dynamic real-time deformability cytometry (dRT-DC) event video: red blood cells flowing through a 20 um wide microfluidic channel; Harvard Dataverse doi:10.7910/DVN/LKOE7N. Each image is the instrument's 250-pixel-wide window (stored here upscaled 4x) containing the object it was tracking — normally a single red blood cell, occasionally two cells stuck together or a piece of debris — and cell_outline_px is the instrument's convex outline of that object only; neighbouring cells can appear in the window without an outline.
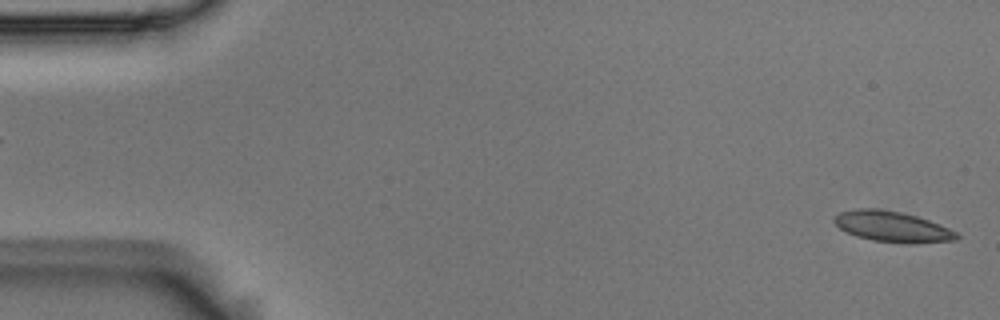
{"species": "Egyptian fruit bat (a non-hibernating species)", "species_latin": "Rousettus aegyptiacus", "temperature_condition": "room temperature", "stored_images_in_passage": 55, "camera_frame_rate_fps": 3000, "um_per_image_px": 0.085, "animal": {"sex": "male"}, "frame": {"image": 1, "passage_image": 2, "time_ms": 0.333, "image_size_px": [1000, 320], "cell_outline_px": [[960, 236], [956, 240], [872, 240], [856, 236], [840, 228], [832, 220], [840, 212], [856, 208], [876, 208], [900, 212], [916, 216], [928, 220], [948, 228], [956, 232]], "centroid_in_image_um": [75.74, 19.19], "position_along_channel_um": 9.3, "area_um2": 20.52}}
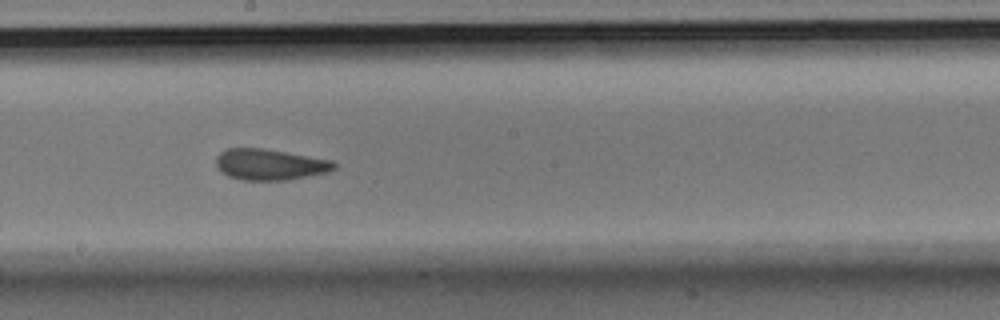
{"frame": {"image": 2, "passage_image": 30, "time_ms": 9.667, "image_size_px": [1000, 320], "cell_outline_px": [[336, 168], [328, 172], [288, 180], [244, 180], [228, 176], [220, 172], [216, 164], [216, 156], [220, 152], [228, 148], [264, 148], [332, 160], [336, 164]], "centroid_in_image_um": [22.93, 13.98], "position_along_channel_um": 225.3, "area_um2": 21.44}}
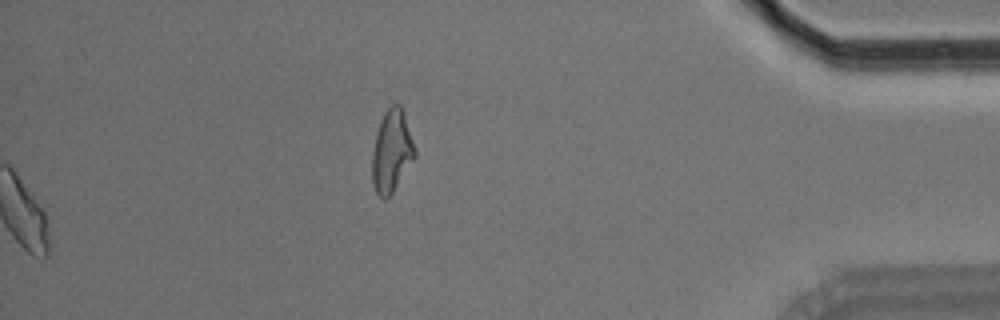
{"frame": {"image": 3, "passage_image": 55, "time_ms": 18.0, "image_size_px": [1000, 320], "cell_outline_px": [[416, 156], [392, 192], [384, 200], [376, 192], [372, 180], [372, 152], [376, 132], [380, 120], [384, 112], [392, 104], [400, 104], [404, 112], [416, 152]], "centroid_in_image_um": [33.28, 12.82], "position_along_channel_um": 401.9, "area_um2": 20.29}, "authors_computed_cell_mechanics": {"area_um2": 21.4438, "velocity_mm_per_s": 3.7275, "shape_relaxation_time_tau1_ms": null, "shape_relaxation_time_tau2_ms": 1.6974, "deformation_change_tau1": null, "deformation_change_tau2": 0.0766}}